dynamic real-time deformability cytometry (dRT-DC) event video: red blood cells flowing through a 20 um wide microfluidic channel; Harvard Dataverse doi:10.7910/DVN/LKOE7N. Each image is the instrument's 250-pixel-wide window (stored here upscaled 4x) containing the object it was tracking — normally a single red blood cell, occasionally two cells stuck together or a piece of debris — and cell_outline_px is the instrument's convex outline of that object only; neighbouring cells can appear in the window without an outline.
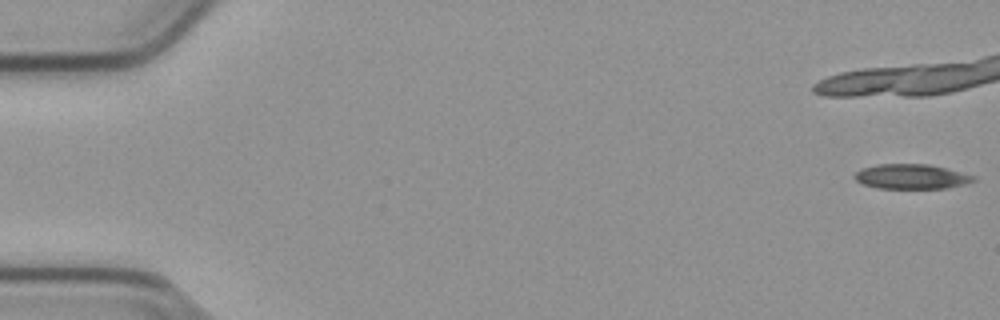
{"species": "common noctule bat (a hibernating species)", "species_latin": "Nyctalus noctula", "temperature_condition": "cold", "stored_images_in_passage": 47, "camera_frame_rate_fps": 3000, "um_per_image_px": 0.085, "animal": {"sex": "male", "body_mass_g": 23.1, "forearm_length_mm": 52.7}, "frame": {"image": 1, "passage_image": 1, "time_ms": 0.0, "image_size_px": [1000, 320], "cell_outline_px": [[976, 180], [964, 184], [948, 188], [876, 188], [864, 184], [856, 180], [852, 176], [860, 168], [876, 164], [928, 164], [976, 176]], "centroid_in_image_um": [77.43, 15.0], "position_along_channel_um": 7.6, "area_um2": 17.17}}